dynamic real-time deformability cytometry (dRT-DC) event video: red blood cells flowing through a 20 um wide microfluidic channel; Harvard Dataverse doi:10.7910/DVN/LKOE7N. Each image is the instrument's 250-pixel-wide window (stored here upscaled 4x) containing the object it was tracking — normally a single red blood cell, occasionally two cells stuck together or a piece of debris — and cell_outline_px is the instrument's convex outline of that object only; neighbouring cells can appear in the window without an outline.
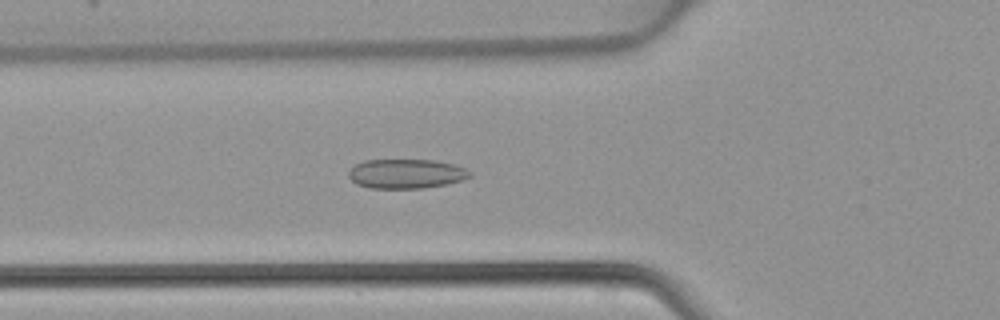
{"species": "common noctule bat (a hibernating species)", "species_latin": "Nyctalus noctula", "temperature_condition": "warm", "stored_images_in_passage": 46, "camera_frame_rate_fps": 3000, "um_per_image_px": 0.085, "animal": {"sex": "female", "body_mass_g": 22.7, "forearm_length_mm": 54.2}, "frame": {"image": 1, "passage_image": 16, "time_ms": 5.0, "image_size_px": [1000, 320], "cell_outline_px": [[472, 176], [464, 180], [424, 188], [372, 188], [356, 184], [348, 176], [348, 172], [356, 164], [364, 160], [436, 160], [452, 164], [464, 168], [472, 172]], "centroid_in_image_um": [34.54, 14.77], "position_along_channel_um": 91.3, "area_um2": 20.75}}
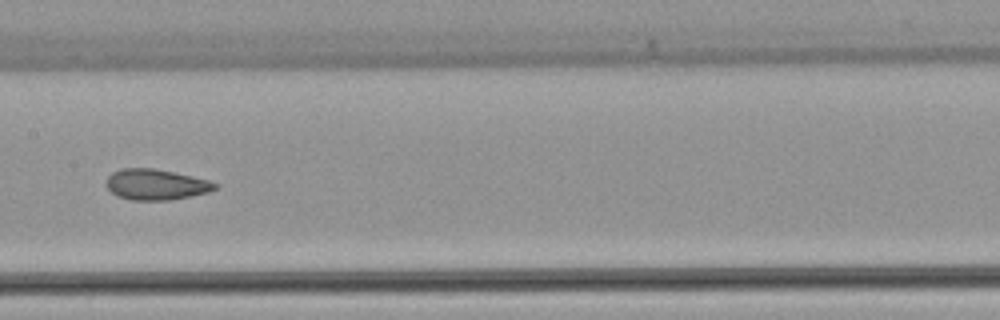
{"frame": {"image": 2, "passage_image": 23, "time_ms": 7.333, "image_size_px": [1000, 320], "cell_outline_px": [[220, 184], [216, 188], [208, 192], [192, 196], [168, 200], [132, 200], [116, 196], [104, 184], [108, 176], [112, 172], [120, 168], [152, 168], [192, 176], [208, 180]], "centroid_in_image_um": [13.23, 15.68], "position_along_channel_um": 194.2, "area_um2": 19.54}}
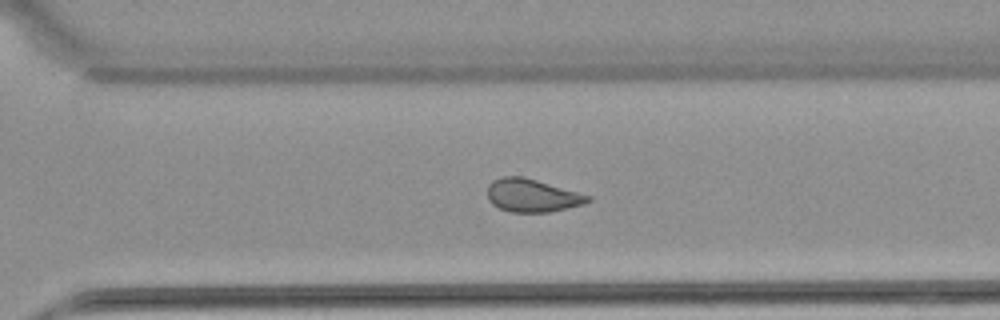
{"frame": {"image": 3, "passage_image": 32, "time_ms": 10.333, "image_size_px": [1000, 320], "cell_outline_px": [[592, 200], [584, 204], [568, 208], [548, 212], [512, 212], [500, 208], [492, 204], [488, 200], [488, 184], [492, 180], [500, 176], [520, 176], [536, 180], [592, 196]], "centroid_in_image_um": [45.22, 16.61], "position_along_channel_um": 325.4, "area_um2": 19.31}}